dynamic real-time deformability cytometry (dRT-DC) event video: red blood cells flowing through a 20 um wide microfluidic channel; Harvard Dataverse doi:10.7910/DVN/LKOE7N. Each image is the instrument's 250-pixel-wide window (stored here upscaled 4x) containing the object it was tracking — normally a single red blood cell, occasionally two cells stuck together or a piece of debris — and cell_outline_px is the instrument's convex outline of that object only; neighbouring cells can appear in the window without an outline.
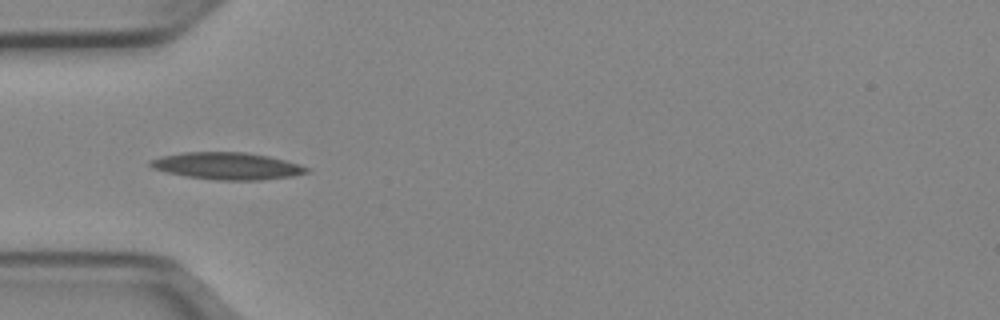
{"species": "Egyptian fruit bat (a non-hibernating species)", "species_latin": "Rousettus aegyptiacus", "temperature_condition": "cold", "stored_images_in_passage": 36, "camera_frame_rate_fps": 3000, "um_per_image_px": 0.085, "animal": {"sex": "female"}, "frame": {"image": 1, "passage_image": 1, "time_ms": 0.0, "image_size_px": [1000, 320], "cell_outline_px": [[312, 168], [308, 172], [292, 176], [260, 180], [220, 180], [184, 176], [152, 168], [148, 164], [152, 160], [160, 156], [184, 152], [244, 152], [268, 156], [300, 164]], "centroid_in_image_um": [19.33, 14.1], "position_along_channel_um": 65.7, "area_um2": 24.57}}
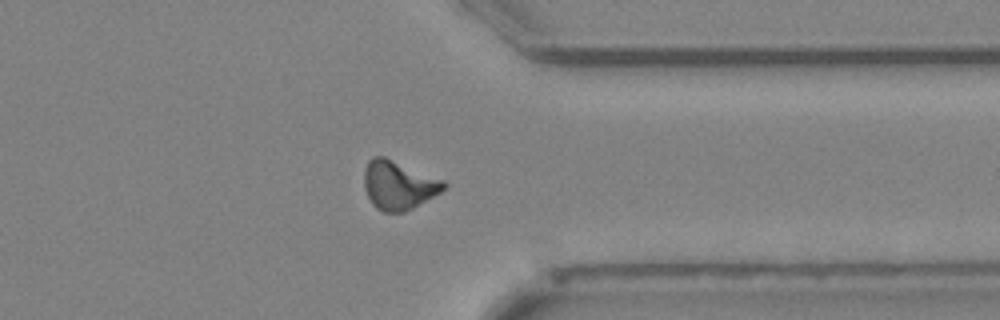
{"frame": {"image": 2, "passage_image": 25, "time_ms": 8.0, "image_size_px": [1000, 320], "cell_outline_px": [[448, 184], [440, 192], [412, 208], [404, 212], [384, 212], [376, 208], [372, 204], [364, 188], [364, 168], [368, 160], [372, 156], [384, 156], [444, 180]], "centroid_in_image_um": [33.84, 15.72], "position_along_channel_um": 377.6, "area_um2": 22.6}}
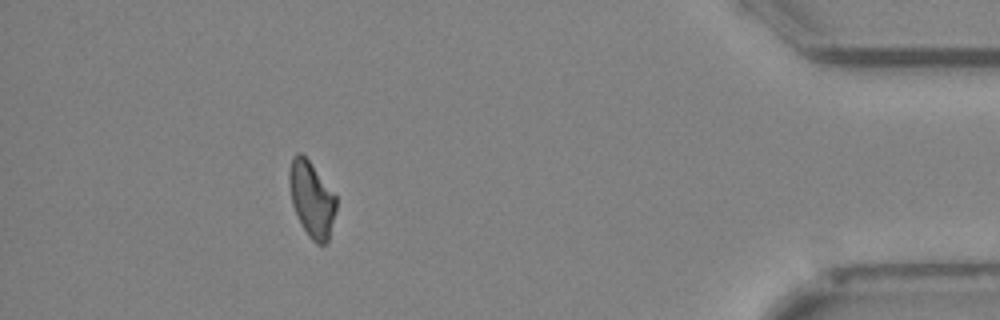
{"frame": {"image": 3, "passage_image": 31, "time_ms": 10.0, "image_size_px": [1000, 320], "cell_outline_px": [[336, 208], [328, 240], [324, 244], [316, 244], [308, 236], [292, 204], [288, 180], [288, 172], [292, 156], [296, 152], [300, 152], [308, 160], [336, 196]], "centroid_in_image_um": [26.47, 16.91], "position_along_channel_um": 408.7, "area_um2": 20.29}}